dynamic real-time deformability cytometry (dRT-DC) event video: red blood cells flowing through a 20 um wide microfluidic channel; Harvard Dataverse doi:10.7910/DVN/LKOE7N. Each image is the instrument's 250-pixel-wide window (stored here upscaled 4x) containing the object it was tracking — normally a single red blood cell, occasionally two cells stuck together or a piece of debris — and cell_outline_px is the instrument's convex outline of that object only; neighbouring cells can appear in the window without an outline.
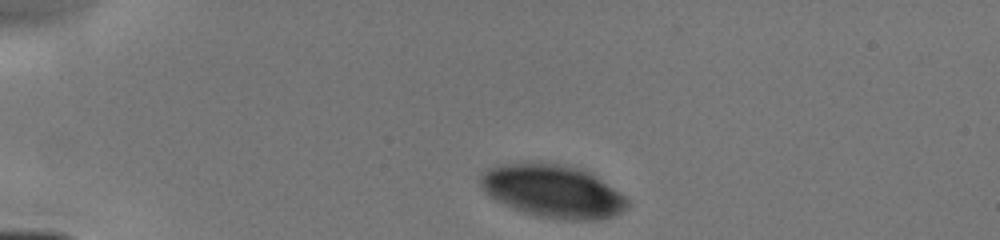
{"species": "human", "species_latin": "Homo sapiens", "temperature_condition": "cold", "stored_images_in_passage": 7, "camera_frame_rate_fps": 3000, "um_per_image_px": 0.085, "donor": {"sex": "male"}, "frame": {"image": 1, "passage_image": 1, "time_ms": 0.0, "image_size_px": [1000, 240], "cell_outline_px": [[628, 208], [612, 216], [596, 220], [568, 220], [536, 216], [520, 212], [488, 196], [480, 184], [480, 176], [488, 168], [500, 164], [556, 164], [576, 168], [588, 172], [624, 196], [628, 200]], "centroid_in_image_um": [46.95, 16.29], "position_along_channel_um": 38.0, "area_um2": 44.51}}
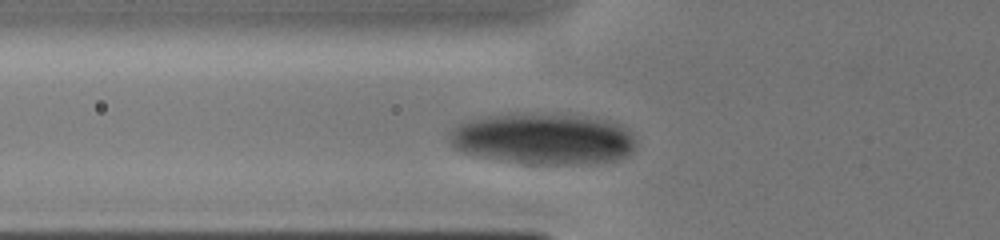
{"frame": {"image": 2, "passage_image": 5, "time_ms": 2.333, "image_size_px": [1000, 240], "cell_outline_px": [[636, 148], [628, 156], [616, 160], [580, 164], [524, 164], [496, 160], [476, 156], [452, 148], [448, 144], [448, 132], [456, 124], [468, 120], [484, 116], [508, 112], [560, 112], [604, 120], [620, 124], [632, 132], [636, 140]], "centroid_in_image_um": [46.12, 11.77], "position_along_channel_um": 79.7, "area_um2": 57.68}}
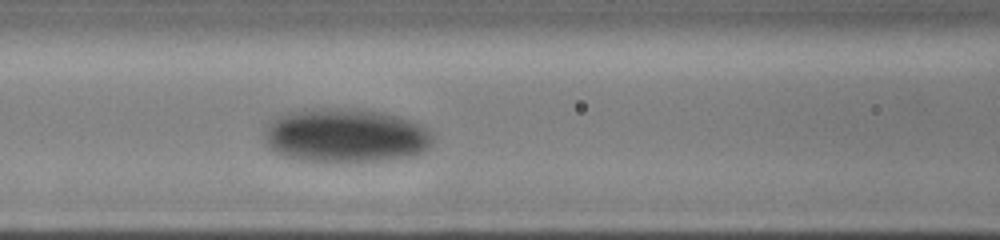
{"frame": {"image": 3, "passage_image": 7, "time_ms": 3.667, "image_size_px": [1000, 240], "cell_outline_px": [[432, 140], [428, 148], [424, 152], [416, 156], [384, 160], [348, 164], [324, 164], [296, 160], [272, 152], [268, 148], [264, 140], [264, 132], [268, 120], [288, 112], [304, 108], [364, 108], [400, 116], [412, 120], [420, 124], [432, 132]], "centroid_in_image_um": [29.33, 11.55], "position_along_channel_um": 137.3, "area_um2": 55.37}}